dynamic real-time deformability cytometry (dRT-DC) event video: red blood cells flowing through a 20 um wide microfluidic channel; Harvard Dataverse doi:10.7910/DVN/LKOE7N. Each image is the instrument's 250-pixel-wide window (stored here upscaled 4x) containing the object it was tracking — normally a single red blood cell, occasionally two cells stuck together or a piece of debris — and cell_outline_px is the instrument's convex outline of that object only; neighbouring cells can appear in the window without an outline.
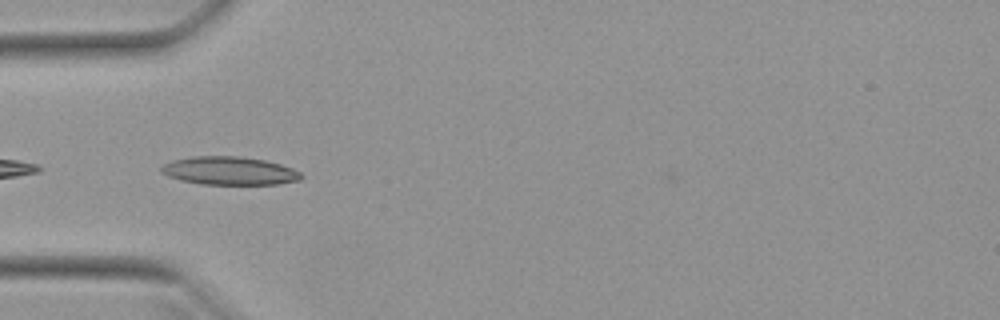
{"species": "Egyptian fruit bat (a non-hibernating species)", "species_latin": "Rousettus aegyptiacus", "temperature_condition": "warm", "stored_images_in_passage": 9, "camera_frame_rate_fps": 3000, "um_per_image_px": 0.085, "animal": {"sex": "female"}, "frame": {"image": 1, "passage_image": 1, "time_ms": 0.0, "image_size_px": [1000, 320], "cell_outline_px": [[304, 176], [300, 180], [280, 184], [200, 184], [180, 180], [168, 176], [160, 172], [160, 168], [164, 164], [172, 160], [192, 156], [240, 156], [264, 160], [280, 164], [292, 168], [300, 172]], "centroid_in_image_um": [19.5, 14.52], "position_along_channel_um": 65.5, "area_um2": 23.12}}